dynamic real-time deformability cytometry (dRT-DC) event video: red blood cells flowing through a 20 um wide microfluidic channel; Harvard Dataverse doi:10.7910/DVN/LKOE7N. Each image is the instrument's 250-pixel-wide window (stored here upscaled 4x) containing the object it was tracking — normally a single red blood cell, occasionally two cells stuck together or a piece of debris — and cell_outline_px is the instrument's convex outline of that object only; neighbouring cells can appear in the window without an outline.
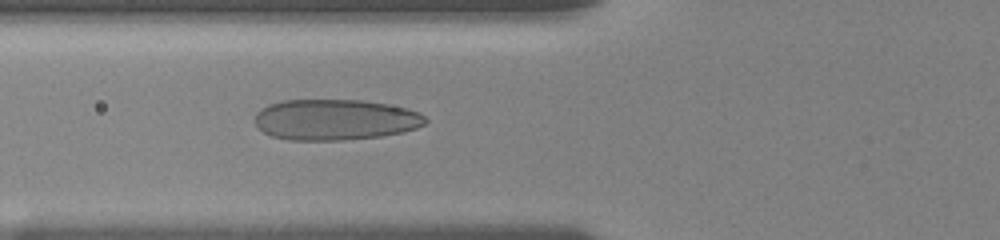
{"species": "human", "species_latin": "Homo sapiens", "temperature_condition": "room temperature", "stored_images_in_passage": 38, "camera_frame_rate_fps": 3000, "um_per_image_px": 0.085, "donor": {"sex": "female"}, "frame": {"image": 1, "passage_image": 13, "time_ms": 6.333, "image_size_px": [1000, 240], "cell_outline_px": [[428, 120], [424, 124], [416, 128], [404, 132], [380, 136], [344, 140], [288, 140], [272, 136], [264, 132], [256, 124], [256, 112], [268, 104], [280, 100], [364, 100], [388, 104], [420, 112]], "centroid_in_image_um": [28.49, 10.17], "position_along_channel_um": 97.3, "area_um2": 40.69}}
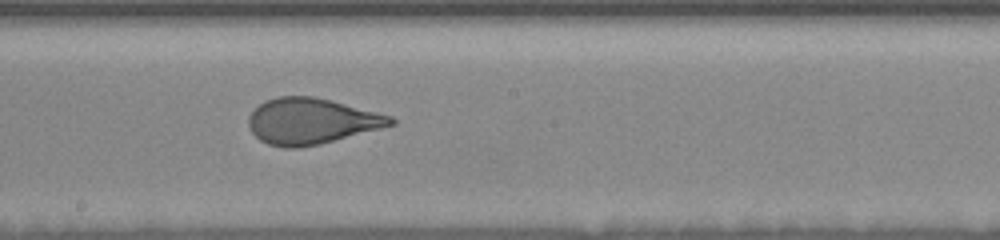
{"frame": {"image": 2, "passage_image": 21, "time_ms": 9.667, "image_size_px": [1000, 240], "cell_outline_px": [[396, 124], [320, 144], [296, 148], [284, 148], [268, 144], [260, 140], [252, 132], [248, 124], [248, 116], [264, 100], [276, 96], [312, 96], [332, 100], [392, 116], [396, 120]], "centroid_in_image_um": [26.45, 10.29], "position_along_channel_um": 221.7, "area_um2": 38.03}}
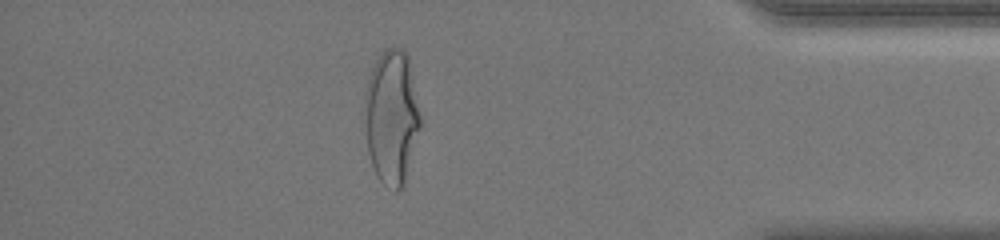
{"frame": {"image": 3, "passage_image": 35, "time_ms": 15.333, "image_size_px": [1000, 240], "cell_outline_px": [[420, 128], [404, 188], [400, 192], [396, 192], [384, 184], [376, 176], [368, 152], [364, 100], [364, 92], [372, 68], [376, 60], [388, 48], [404, 48], [408, 56], [420, 116]], "centroid_in_image_um": [33.29, 10.01], "position_along_channel_um": 401.9, "area_um2": 43.47}, "authors_computed_cell_mechanics": {"area_um2": 39.4485, "velocity_mm_per_s": 3.7028, "shape_relaxation_time_tau1_ms": 4.6434, "shape_relaxation_time_tau2_ms": null, "deformation_change_tau1": 0.1759, "deformation_change_tau2": null}}